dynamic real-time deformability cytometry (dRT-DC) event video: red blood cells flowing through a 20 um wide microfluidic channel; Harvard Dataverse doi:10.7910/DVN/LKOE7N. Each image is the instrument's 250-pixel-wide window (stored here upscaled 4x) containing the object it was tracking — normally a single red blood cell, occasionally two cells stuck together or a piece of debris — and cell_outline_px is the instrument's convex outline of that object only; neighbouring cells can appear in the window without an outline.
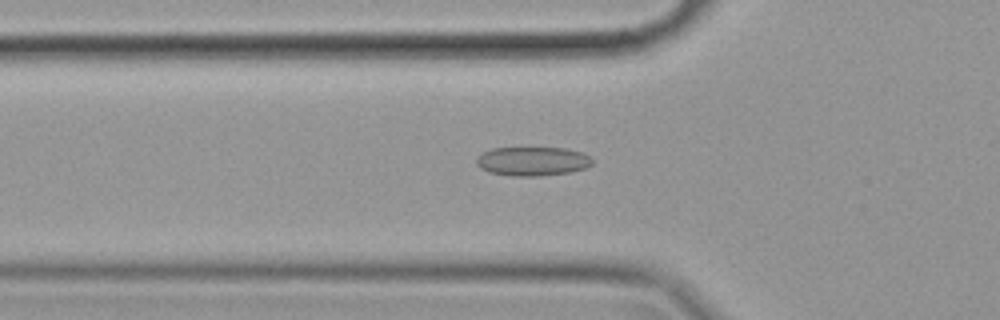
{"species": "common noctule bat (a hibernating species)", "species_latin": "Nyctalus noctula", "temperature_condition": "cold", "stored_images_in_passage": 44, "camera_frame_rate_fps": 3000, "um_per_image_px": 0.085, "animal": {"sex": "female", "body_mass_g": 19.9}, "frame": {"image": 1, "passage_image": 6, "time_ms": 1.667, "image_size_px": [1000, 320], "cell_outline_px": [[592, 164], [584, 168], [572, 172], [540, 176], [512, 176], [488, 172], [480, 168], [476, 164], [476, 160], [484, 152], [492, 148], [564, 148], [580, 152], [588, 156], [592, 160]], "centroid_in_image_um": [45.25, 13.72], "position_along_channel_um": 80.6, "area_um2": 19.48}}
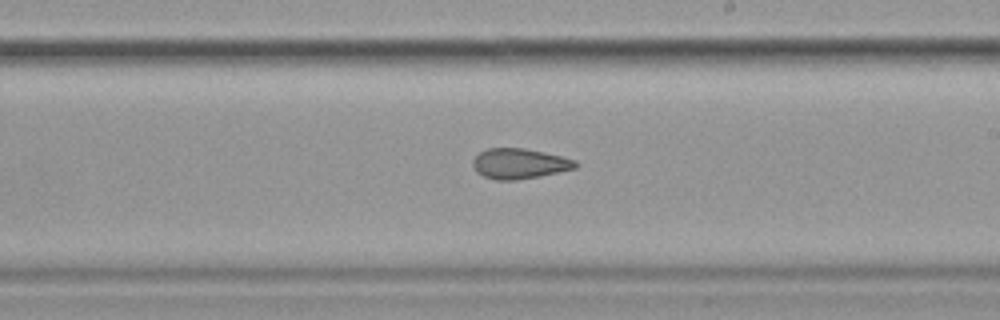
{"frame": {"image": 2, "passage_image": 20, "time_ms": 6.333, "image_size_px": [1000, 320], "cell_outline_px": [[576, 168], [540, 176], [516, 180], [496, 180], [484, 176], [476, 172], [472, 164], [472, 160], [480, 152], [488, 148], [524, 148], [544, 152], [576, 160]], "centroid_in_image_um": [44.12, 13.91], "position_along_channel_um": 244.9, "area_um2": 18.03}}
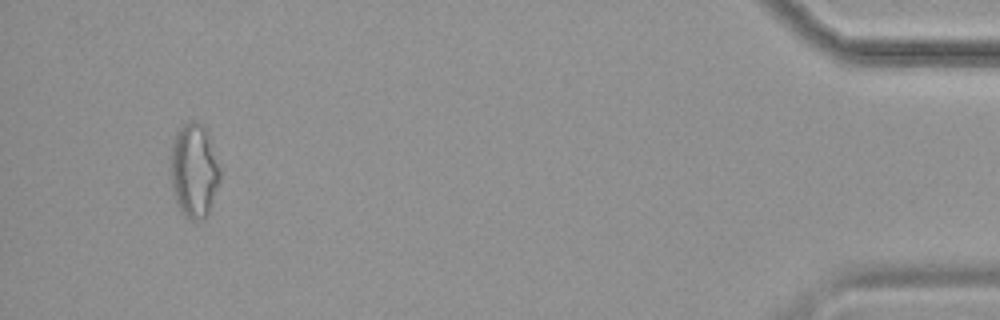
{"frame": {"image": 3, "passage_image": 41, "time_ms": 13.333, "image_size_px": [1000, 320], "cell_outline_px": [[220, 180], [208, 212], [200, 220], [192, 220], [184, 216], [176, 204], [172, 192], [168, 172], [168, 156], [176, 132], [188, 120], [192, 120], [200, 124], [204, 128], [208, 136], [220, 168]], "centroid_in_image_um": [16.42, 14.51], "position_along_channel_um": 418.8, "area_um2": 27.51}, "authors_computed_cell_mechanics": {"area_um2": 19.2185, "velocity_mm_per_s": 3.517, "shape_relaxation_time_tau1_ms": null, "shape_relaxation_time_tau2_ms": 2.9774, "deformation_change_tau1": null, "deformation_change_tau2": 0.0971}}